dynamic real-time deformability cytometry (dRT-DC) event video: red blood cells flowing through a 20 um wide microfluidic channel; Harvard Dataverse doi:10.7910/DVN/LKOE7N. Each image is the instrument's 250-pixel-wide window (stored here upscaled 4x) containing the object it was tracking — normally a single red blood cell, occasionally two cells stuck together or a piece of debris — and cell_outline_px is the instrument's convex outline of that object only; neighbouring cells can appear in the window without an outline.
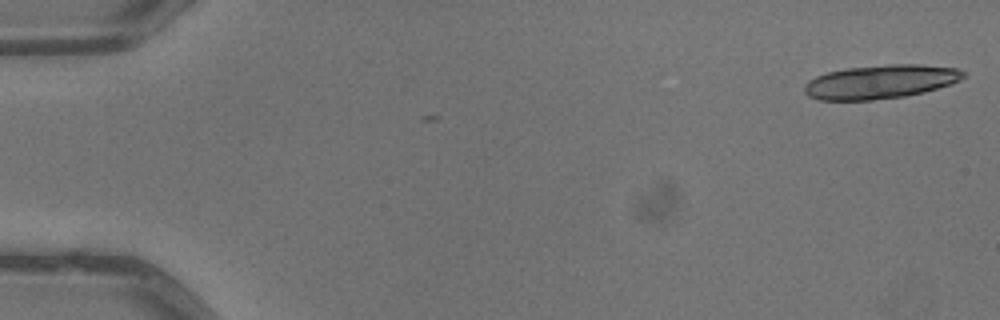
{"species": "common noctule bat (a hibernating species)", "species_latin": "Nyctalus noctula", "temperature_condition": "warm", "stored_images_in_passage": 5, "camera_frame_rate_fps": 3000, "um_per_image_px": 0.085, "animal": {"sex": "male", "body_mass_g": 13.3}, "frame": {"image": 1, "passage_image": 1, "time_ms": 0.0, "image_size_px": [1000, 320], "cell_outline_px": [[964, 76], [960, 80], [952, 84], [924, 92], [904, 96], [872, 100], [820, 100], [808, 96], [804, 92], [804, 84], [808, 80], [816, 76], [828, 72], [848, 68], [888, 64], [920, 64], [956, 68], [964, 72]], "centroid_in_image_um": [74.83, 6.95], "position_along_channel_um": 10.2, "area_um2": 31.33}}